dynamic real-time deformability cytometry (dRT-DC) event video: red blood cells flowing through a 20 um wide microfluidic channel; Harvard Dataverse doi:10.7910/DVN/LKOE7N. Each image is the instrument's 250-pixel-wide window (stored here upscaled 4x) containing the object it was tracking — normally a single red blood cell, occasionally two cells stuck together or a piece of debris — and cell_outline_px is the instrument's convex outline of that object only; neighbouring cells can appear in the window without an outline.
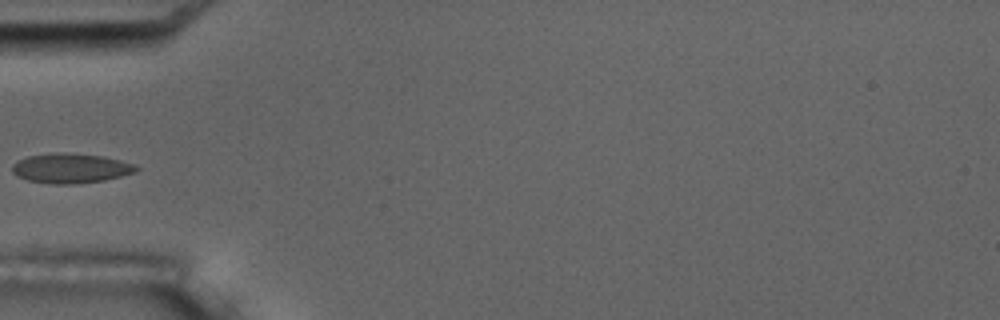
{"species": "common noctule bat (a hibernating species)", "species_latin": "Nyctalus noctula", "temperature_condition": "room temperature", "stored_images_in_passage": 5, "camera_frame_rate_fps": 3000, "um_per_image_px": 0.085, "animal": {"sex": "male", "body_mass_g": 17.5, "forearm_length_mm": 52.3}, "frame": {"image": 1, "passage_image": 4, "time_ms": 4.333, "image_size_px": [1000, 320], "cell_outline_px": [[140, 168], [136, 172], [104, 180], [72, 184], [52, 184], [28, 180], [16, 176], [12, 172], [12, 164], [28, 156], [56, 152], [64, 152], [100, 156], [120, 160], [132, 164]], "centroid_in_image_um": [5.98, 14.3], "position_along_channel_um": 79.0, "area_um2": 21.33}}